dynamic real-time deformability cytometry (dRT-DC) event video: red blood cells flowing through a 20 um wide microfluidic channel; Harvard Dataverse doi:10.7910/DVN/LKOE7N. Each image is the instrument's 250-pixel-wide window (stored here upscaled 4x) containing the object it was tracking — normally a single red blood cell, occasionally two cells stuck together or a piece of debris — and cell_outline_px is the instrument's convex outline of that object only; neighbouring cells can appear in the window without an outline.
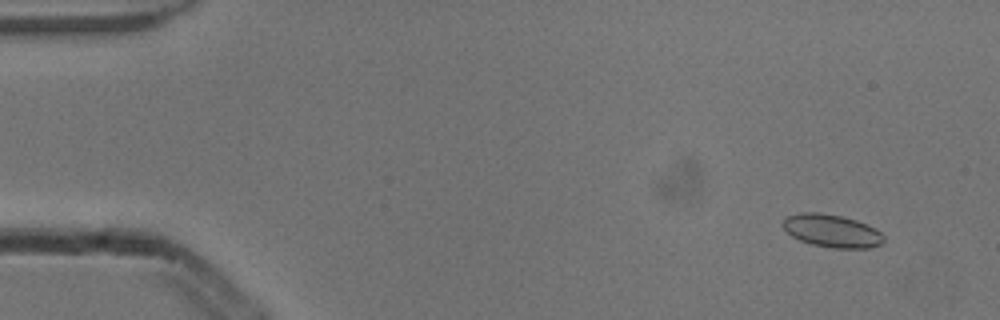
{"species": "common noctule bat (a hibernating species)", "species_latin": "Nyctalus noctula", "temperature_condition": "cold", "stored_images_in_passage": 55, "camera_frame_rate_fps": 3000, "um_per_image_px": 0.085, "animal": {"sex": "male", "body_mass_g": 13.3}, "frame": {"image": 1, "passage_image": 5, "time_ms": 1.333, "image_size_px": [1000, 320], "cell_outline_px": [[884, 240], [880, 244], [868, 248], [832, 248], [812, 244], [800, 240], [792, 236], [780, 224], [788, 216], [800, 212], [820, 212], [840, 216], [856, 220], [880, 232], [884, 236]], "centroid_in_image_um": [70.67, 19.62], "position_along_channel_um": 14.3, "area_um2": 19.07}}
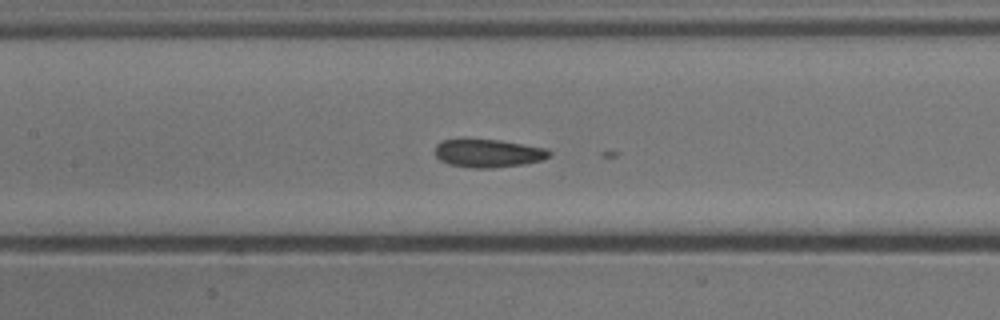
{"frame": {"image": 2, "passage_image": 26, "time_ms": 8.333, "image_size_px": [1000, 320], "cell_outline_px": [[552, 156], [540, 160], [524, 164], [492, 168], [472, 168], [448, 164], [440, 160], [436, 156], [436, 144], [444, 140], [460, 136], [464, 136], [500, 140], [544, 148], [552, 152]], "centroid_in_image_um": [41.43, 12.98], "position_along_channel_um": 166.0, "area_um2": 19.36}}
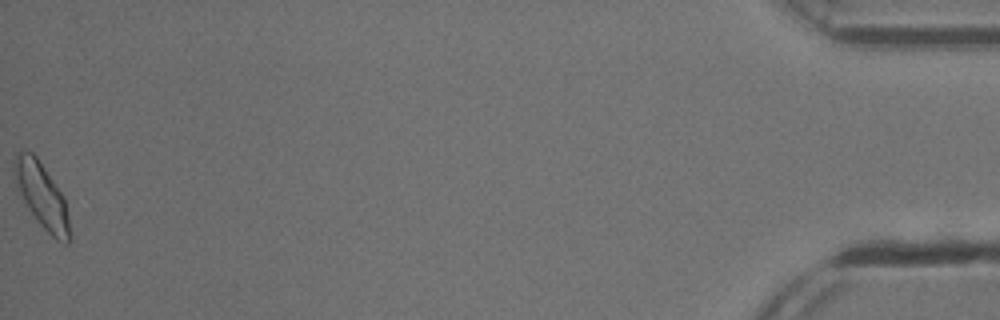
{"frame": {"image": 3, "passage_image": 55, "time_ms": 18.0, "image_size_px": [1000, 320], "cell_outline_px": [[72, 240], [68, 244], [64, 244], [56, 240], [36, 220], [24, 200], [12, 176], [12, 168], [16, 152], [20, 148], [24, 148], [32, 152], [36, 156], [64, 196], [72, 236]], "centroid_in_image_um": [3.55, 16.61], "position_along_channel_um": 431.6, "area_um2": 21.33}}